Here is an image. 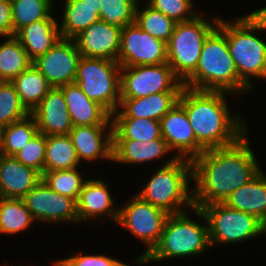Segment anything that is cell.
<instances>
[{"instance_id":"cell-1","label":"cell","mask_w":266,"mask_h":266,"mask_svg":"<svg viewBox=\"0 0 266 266\" xmlns=\"http://www.w3.org/2000/svg\"><path fill=\"white\" fill-rule=\"evenodd\" d=\"M246 137L234 145L205 150L192 160L193 206L201 208L224 200L261 170Z\"/></svg>"},{"instance_id":"cell-2","label":"cell","mask_w":266,"mask_h":266,"mask_svg":"<svg viewBox=\"0 0 266 266\" xmlns=\"http://www.w3.org/2000/svg\"><path fill=\"white\" fill-rule=\"evenodd\" d=\"M224 97L225 91L185 86L180 93L178 102L185 109L196 141L205 150L234 145L247 132L239 114L230 116Z\"/></svg>"},{"instance_id":"cell-3","label":"cell","mask_w":266,"mask_h":266,"mask_svg":"<svg viewBox=\"0 0 266 266\" xmlns=\"http://www.w3.org/2000/svg\"><path fill=\"white\" fill-rule=\"evenodd\" d=\"M183 84L191 89L226 93L250 90L239 78L225 33L218 26L205 39L196 70Z\"/></svg>"},{"instance_id":"cell-4","label":"cell","mask_w":266,"mask_h":266,"mask_svg":"<svg viewBox=\"0 0 266 266\" xmlns=\"http://www.w3.org/2000/svg\"><path fill=\"white\" fill-rule=\"evenodd\" d=\"M190 178L192 179V161L175 156L152 176L137 195L170 215L183 213L188 211V207H194L193 195L188 188ZM182 207L183 210H180Z\"/></svg>"},{"instance_id":"cell-5","label":"cell","mask_w":266,"mask_h":266,"mask_svg":"<svg viewBox=\"0 0 266 266\" xmlns=\"http://www.w3.org/2000/svg\"><path fill=\"white\" fill-rule=\"evenodd\" d=\"M235 21L219 18L217 26L225 33L239 78L252 89L250 76L266 79V43L253 34L258 29L246 16Z\"/></svg>"},{"instance_id":"cell-6","label":"cell","mask_w":266,"mask_h":266,"mask_svg":"<svg viewBox=\"0 0 266 266\" xmlns=\"http://www.w3.org/2000/svg\"><path fill=\"white\" fill-rule=\"evenodd\" d=\"M186 214L187 211L169 215L157 245L145 257H138L136 262L142 264L165 258L197 255L210 247L208 225L201 226Z\"/></svg>"},{"instance_id":"cell-7","label":"cell","mask_w":266,"mask_h":266,"mask_svg":"<svg viewBox=\"0 0 266 266\" xmlns=\"http://www.w3.org/2000/svg\"><path fill=\"white\" fill-rule=\"evenodd\" d=\"M120 70L115 60L81 56L74 83L112 115L121 103Z\"/></svg>"},{"instance_id":"cell-8","label":"cell","mask_w":266,"mask_h":266,"mask_svg":"<svg viewBox=\"0 0 266 266\" xmlns=\"http://www.w3.org/2000/svg\"><path fill=\"white\" fill-rule=\"evenodd\" d=\"M212 20L213 24L196 15L175 25L167 43V63L182 82L196 70L204 41L217 27L219 18Z\"/></svg>"},{"instance_id":"cell-9","label":"cell","mask_w":266,"mask_h":266,"mask_svg":"<svg viewBox=\"0 0 266 266\" xmlns=\"http://www.w3.org/2000/svg\"><path fill=\"white\" fill-rule=\"evenodd\" d=\"M197 216L206 219L210 245L228 244L266 233V225L256 216L227 207L224 203H213L191 209Z\"/></svg>"},{"instance_id":"cell-10","label":"cell","mask_w":266,"mask_h":266,"mask_svg":"<svg viewBox=\"0 0 266 266\" xmlns=\"http://www.w3.org/2000/svg\"><path fill=\"white\" fill-rule=\"evenodd\" d=\"M183 82L168 63L121 66V98H142L160 92H181Z\"/></svg>"},{"instance_id":"cell-11","label":"cell","mask_w":266,"mask_h":266,"mask_svg":"<svg viewBox=\"0 0 266 266\" xmlns=\"http://www.w3.org/2000/svg\"><path fill=\"white\" fill-rule=\"evenodd\" d=\"M170 214L143 201L138 195L119 209L117 223L127 228L134 236L141 239L148 246L145 257L159 242L165 222Z\"/></svg>"},{"instance_id":"cell-12","label":"cell","mask_w":266,"mask_h":266,"mask_svg":"<svg viewBox=\"0 0 266 266\" xmlns=\"http://www.w3.org/2000/svg\"><path fill=\"white\" fill-rule=\"evenodd\" d=\"M118 62L121 66L167 63V43L153 37L133 22L121 30Z\"/></svg>"},{"instance_id":"cell-13","label":"cell","mask_w":266,"mask_h":266,"mask_svg":"<svg viewBox=\"0 0 266 266\" xmlns=\"http://www.w3.org/2000/svg\"><path fill=\"white\" fill-rule=\"evenodd\" d=\"M22 199L34 220L79 222L76 200L53 191L43 180Z\"/></svg>"},{"instance_id":"cell-14","label":"cell","mask_w":266,"mask_h":266,"mask_svg":"<svg viewBox=\"0 0 266 266\" xmlns=\"http://www.w3.org/2000/svg\"><path fill=\"white\" fill-rule=\"evenodd\" d=\"M81 54L74 39L60 38L45 54L32 64L48 80L52 87L74 83Z\"/></svg>"},{"instance_id":"cell-15","label":"cell","mask_w":266,"mask_h":266,"mask_svg":"<svg viewBox=\"0 0 266 266\" xmlns=\"http://www.w3.org/2000/svg\"><path fill=\"white\" fill-rule=\"evenodd\" d=\"M161 135L171 151L177 150V158L193 160L205 149L196 141L184 107L177 102L160 120Z\"/></svg>"},{"instance_id":"cell-16","label":"cell","mask_w":266,"mask_h":266,"mask_svg":"<svg viewBox=\"0 0 266 266\" xmlns=\"http://www.w3.org/2000/svg\"><path fill=\"white\" fill-rule=\"evenodd\" d=\"M99 20L74 38L83 57L105 58L118 62L121 30Z\"/></svg>"},{"instance_id":"cell-17","label":"cell","mask_w":266,"mask_h":266,"mask_svg":"<svg viewBox=\"0 0 266 266\" xmlns=\"http://www.w3.org/2000/svg\"><path fill=\"white\" fill-rule=\"evenodd\" d=\"M38 132L50 135H69L73 128L62 90L53 87L32 111Z\"/></svg>"},{"instance_id":"cell-18","label":"cell","mask_w":266,"mask_h":266,"mask_svg":"<svg viewBox=\"0 0 266 266\" xmlns=\"http://www.w3.org/2000/svg\"><path fill=\"white\" fill-rule=\"evenodd\" d=\"M107 128L109 133L104 132ZM112 134V125L74 126L69 132L79 161H93L99 157L112 160Z\"/></svg>"},{"instance_id":"cell-19","label":"cell","mask_w":266,"mask_h":266,"mask_svg":"<svg viewBox=\"0 0 266 266\" xmlns=\"http://www.w3.org/2000/svg\"><path fill=\"white\" fill-rule=\"evenodd\" d=\"M42 180V174L14 156L0 154V197L22 199Z\"/></svg>"},{"instance_id":"cell-20","label":"cell","mask_w":266,"mask_h":266,"mask_svg":"<svg viewBox=\"0 0 266 266\" xmlns=\"http://www.w3.org/2000/svg\"><path fill=\"white\" fill-rule=\"evenodd\" d=\"M74 126L112 125L111 114L91 100L76 83L59 87Z\"/></svg>"},{"instance_id":"cell-21","label":"cell","mask_w":266,"mask_h":266,"mask_svg":"<svg viewBox=\"0 0 266 266\" xmlns=\"http://www.w3.org/2000/svg\"><path fill=\"white\" fill-rule=\"evenodd\" d=\"M181 92H160L142 98H121L119 109L111 117L150 118L160 121L179 100Z\"/></svg>"},{"instance_id":"cell-22","label":"cell","mask_w":266,"mask_h":266,"mask_svg":"<svg viewBox=\"0 0 266 266\" xmlns=\"http://www.w3.org/2000/svg\"><path fill=\"white\" fill-rule=\"evenodd\" d=\"M107 186L101 179L86 180L76 201L79 222L102 215H110L115 222L118 221L119 209L113 207L114 201Z\"/></svg>"},{"instance_id":"cell-23","label":"cell","mask_w":266,"mask_h":266,"mask_svg":"<svg viewBox=\"0 0 266 266\" xmlns=\"http://www.w3.org/2000/svg\"><path fill=\"white\" fill-rule=\"evenodd\" d=\"M227 207L256 216L266 225V175L262 170L223 202Z\"/></svg>"},{"instance_id":"cell-24","label":"cell","mask_w":266,"mask_h":266,"mask_svg":"<svg viewBox=\"0 0 266 266\" xmlns=\"http://www.w3.org/2000/svg\"><path fill=\"white\" fill-rule=\"evenodd\" d=\"M15 37L33 61L45 54L61 38L54 18H46L23 27Z\"/></svg>"},{"instance_id":"cell-25","label":"cell","mask_w":266,"mask_h":266,"mask_svg":"<svg viewBox=\"0 0 266 266\" xmlns=\"http://www.w3.org/2000/svg\"><path fill=\"white\" fill-rule=\"evenodd\" d=\"M171 150L163 138L152 141L113 139L112 161L141 164L164 156Z\"/></svg>"},{"instance_id":"cell-26","label":"cell","mask_w":266,"mask_h":266,"mask_svg":"<svg viewBox=\"0 0 266 266\" xmlns=\"http://www.w3.org/2000/svg\"><path fill=\"white\" fill-rule=\"evenodd\" d=\"M100 4H85L82 0H65L63 21L59 32L61 38L74 39L92 23L98 22Z\"/></svg>"},{"instance_id":"cell-27","label":"cell","mask_w":266,"mask_h":266,"mask_svg":"<svg viewBox=\"0 0 266 266\" xmlns=\"http://www.w3.org/2000/svg\"><path fill=\"white\" fill-rule=\"evenodd\" d=\"M11 83L14 85L23 106L30 114L53 88L33 64L14 78Z\"/></svg>"},{"instance_id":"cell-28","label":"cell","mask_w":266,"mask_h":266,"mask_svg":"<svg viewBox=\"0 0 266 266\" xmlns=\"http://www.w3.org/2000/svg\"><path fill=\"white\" fill-rule=\"evenodd\" d=\"M113 139L152 141L162 138L161 123L150 118L111 117Z\"/></svg>"},{"instance_id":"cell-29","label":"cell","mask_w":266,"mask_h":266,"mask_svg":"<svg viewBox=\"0 0 266 266\" xmlns=\"http://www.w3.org/2000/svg\"><path fill=\"white\" fill-rule=\"evenodd\" d=\"M78 163L80 161L69 135L46 136L44 172L73 169Z\"/></svg>"},{"instance_id":"cell-30","label":"cell","mask_w":266,"mask_h":266,"mask_svg":"<svg viewBox=\"0 0 266 266\" xmlns=\"http://www.w3.org/2000/svg\"><path fill=\"white\" fill-rule=\"evenodd\" d=\"M37 133V123L31 114L1 128L0 154L14 156Z\"/></svg>"},{"instance_id":"cell-31","label":"cell","mask_w":266,"mask_h":266,"mask_svg":"<svg viewBox=\"0 0 266 266\" xmlns=\"http://www.w3.org/2000/svg\"><path fill=\"white\" fill-rule=\"evenodd\" d=\"M20 41L11 36L0 45V81L11 82L32 65Z\"/></svg>"},{"instance_id":"cell-32","label":"cell","mask_w":266,"mask_h":266,"mask_svg":"<svg viewBox=\"0 0 266 266\" xmlns=\"http://www.w3.org/2000/svg\"><path fill=\"white\" fill-rule=\"evenodd\" d=\"M35 221L23 199L0 197V233L16 234Z\"/></svg>"},{"instance_id":"cell-33","label":"cell","mask_w":266,"mask_h":266,"mask_svg":"<svg viewBox=\"0 0 266 266\" xmlns=\"http://www.w3.org/2000/svg\"><path fill=\"white\" fill-rule=\"evenodd\" d=\"M13 36L23 27L51 16L52 0H10Z\"/></svg>"},{"instance_id":"cell-34","label":"cell","mask_w":266,"mask_h":266,"mask_svg":"<svg viewBox=\"0 0 266 266\" xmlns=\"http://www.w3.org/2000/svg\"><path fill=\"white\" fill-rule=\"evenodd\" d=\"M138 5L135 10V22L138 26L153 37L168 43L176 22L149 5L142 10H139Z\"/></svg>"},{"instance_id":"cell-35","label":"cell","mask_w":266,"mask_h":266,"mask_svg":"<svg viewBox=\"0 0 266 266\" xmlns=\"http://www.w3.org/2000/svg\"><path fill=\"white\" fill-rule=\"evenodd\" d=\"M42 180L59 194L75 199L79 198L85 179L77 168L43 172Z\"/></svg>"},{"instance_id":"cell-36","label":"cell","mask_w":266,"mask_h":266,"mask_svg":"<svg viewBox=\"0 0 266 266\" xmlns=\"http://www.w3.org/2000/svg\"><path fill=\"white\" fill-rule=\"evenodd\" d=\"M138 0H100V20L113 27H124L135 22Z\"/></svg>"},{"instance_id":"cell-37","label":"cell","mask_w":266,"mask_h":266,"mask_svg":"<svg viewBox=\"0 0 266 266\" xmlns=\"http://www.w3.org/2000/svg\"><path fill=\"white\" fill-rule=\"evenodd\" d=\"M29 114L14 85L8 81H0V129Z\"/></svg>"},{"instance_id":"cell-38","label":"cell","mask_w":266,"mask_h":266,"mask_svg":"<svg viewBox=\"0 0 266 266\" xmlns=\"http://www.w3.org/2000/svg\"><path fill=\"white\" fill-rule=\"evenodd\" d=\"M46 135L38 132L14 157L25 166L43 174L45 166Z\"/></svg>"},{"instance_id":"cell-39","label":"cell","mask_w":266,"mask_h":266,"mask_svg":"<svg viewBox=\"0 0 266 266\" xmlns=\"http://www.w3.org/2000/svg\"><path fill=\"white\" fill-rule=\"evenodd\" d=\"M148 5L173 19L176 23L193 19L192 0H149ZM190 13V14H189Z\"/></svg>"},{"instance_id":"cell-40","label":"cell","mask_w":266,"mask_h":266,"mask_svg":"<svg viewBox=\"0 0 266 266\" xmlns=\"http://www.w3.org/2000/svg\"><path fill=\"white\" fill-rule=\"evenodd\" d=\"M55 266H121L123 263L116 259L104 255H86L80 254L66 259L58 260Z\"/></svg>"},{"instance_id":"cell-41","label":"cell","mask_w":266,"mask_h":266,"mask_svg":"<svg viewBox=\"0 0 266 266\" xmlns=\"http://www.w3.org/2000/svg\"><path fill=\"white\" fill-rule=\"evenodd\" d=\"M0 35L13 36L12 7L10 0H0Z\"/></svg>"},{"instance_id":"cell-42","label":"cell","mask_w":266,"mask_h":266,"mask_svg":"<svg viewBox=\"0 0 266 266\" xmlns=\"http://www.w3.org/2000/svg\"><path fill=\"white\" fill-rule=\"evenodd\" d=\"M258 31L266 30V7L245 15Z\"/></svg>"},{"instance_id":"cell-43","label":"cell","mask_w":266,"mask_h":266,"mask_svg":"<svg viewBox=\"0 0 266 266\" xmlns=\"http://www.w3.org/2000/svg\"><path fill=\"white\" fill-rule=\"evenodd\" d=\"M85 2V4H90V5H98L100 4V0H82Z\"/></svg>"}]
</instances>
